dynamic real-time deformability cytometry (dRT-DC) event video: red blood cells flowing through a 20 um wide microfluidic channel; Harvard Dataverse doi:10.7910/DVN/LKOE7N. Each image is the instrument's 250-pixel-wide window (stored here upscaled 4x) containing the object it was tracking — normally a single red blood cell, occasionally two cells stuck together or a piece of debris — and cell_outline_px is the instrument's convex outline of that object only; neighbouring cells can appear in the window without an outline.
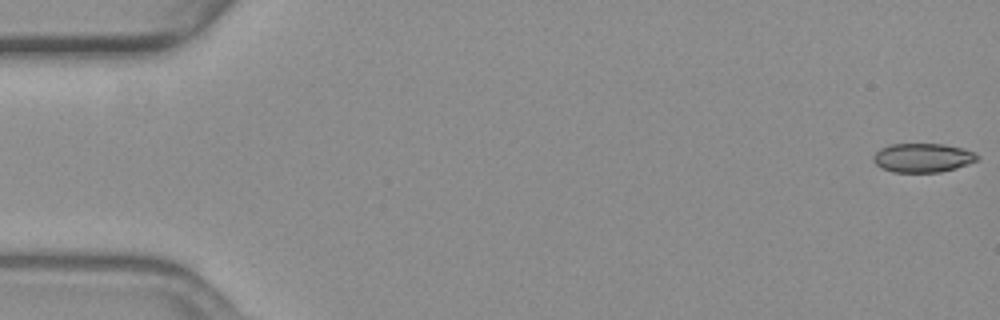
{"species": "common noctule bat (a hibernating species)", "species_latin": "Nyctalus noctula", "temperature_condition": "warm", "stored_images_in_passage": 56, "camera_frame_rate_fps": 3000, "um_per_image_px": 0.085, "animal": {"sex": "female", "body_mass_g": 19.3, "forearm_length_mm": 54.1}, "frame": {"image": 1, "passage_image": 1, "time_ms": 0.0, "image_size_px": [1000, 320], "cell_outline_px": [[980, 156], [976, 160], [968, 164], [956, 168], [940, 172], [892, 172], [876, 164], [872, 156], [880, 148], [892, 144], [944, 144], [964, 148], [976, 152]], "centroid_in_image_um": [78.47, 13.4], "position_along_channel_um": 6.5, "area_um2": 17.57}}
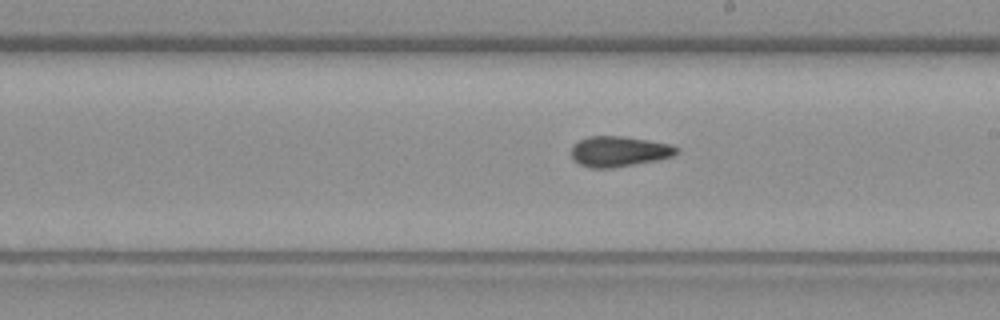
{"frame": {"image": 2, "passage_image": 32, "time_ms": 10.333, "image_size_px": [1000, 320], "cell_outline_px": [[680, 152], [672, 156], [656, 160], [612, 168], [592, 168], [580, 164], [572, 156], [572, 144], [588, 136], [624, 136], [672, 144], [680, 148]], "centroid_in_image_um": [52.65, 12.86], "position_along_channel_um": 236.3, "area_um2": 18.67}}
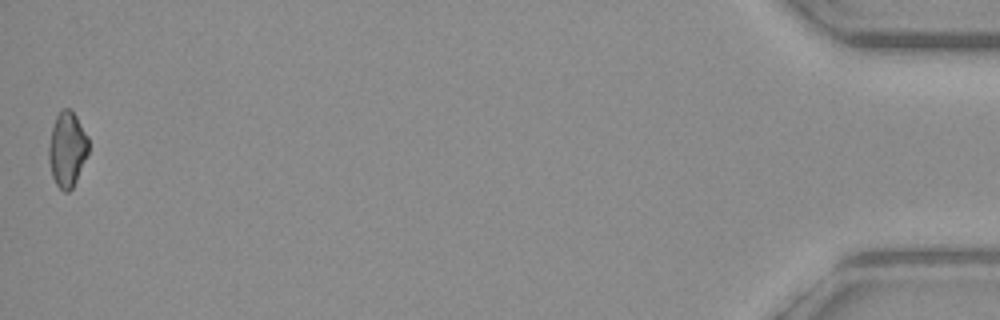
{"frame": {"image": 3, "passage_image": 56, "time_ms": 18.333, "image_size_px": [1000, 320], "cell_outline_px": [[88, 152], [76, 180], [72, 188], [68, 192], [64, 192], [56, 184], [52, 176], [48, 160], [48, 148], [52, 128], [56, 116], [64, 108], [68, 108], [76, 116], [88, 136]], "centroid_in_image_um": [5.7, 12.7], "position_along_channel_um": 429.5, "area_um2": 17.17}, "authors_computed_cell_mechanics": {"area_um2": 18.3804, "velocity_mm_per_s": 3.6854, "shape_relaxation_time_tau1_ms": 10.2964, "shape_relaxation_time_tau2_ms": 1.5116, "deformation_change_tau1": 0.2038, "deformation_change_tau2": 0.0792}}